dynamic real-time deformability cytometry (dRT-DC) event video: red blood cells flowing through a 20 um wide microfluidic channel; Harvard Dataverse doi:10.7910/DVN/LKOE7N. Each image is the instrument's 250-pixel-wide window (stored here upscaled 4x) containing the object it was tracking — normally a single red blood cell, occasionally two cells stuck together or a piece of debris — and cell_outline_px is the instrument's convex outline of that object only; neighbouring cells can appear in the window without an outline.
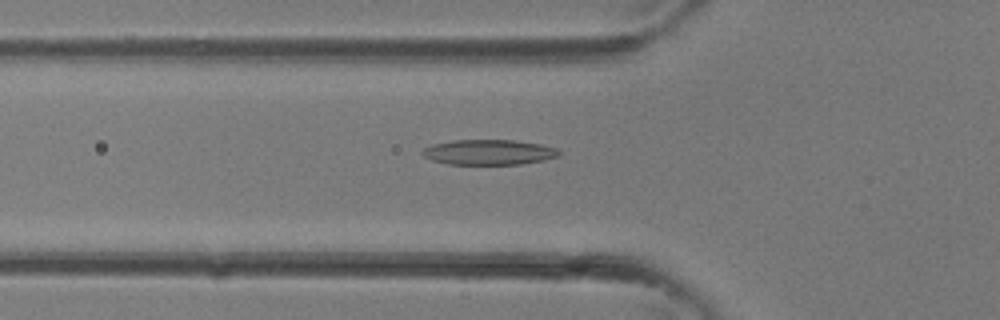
{"species": "common noctule bat (a hibernating species)", "species_latin": "Nyctalus noctula", "temperature_condition": "room temperature", "stored_images_in_passage": 34, "camera_frame_rate_fps": 3000, "um_per_image_px": 0.085, "animal": {"sex": "female"}, "frame": {"image": 1, "passage_image": 11, "time_ms": 3.333, "image_size_px": [1000, 320], "cell_outline_px": [[560, 156], [544, 160], [520, 164], [448, 164], [432, 160], [424, 156], [420, 152], [424, 148], [432, 144], [452, 140], [516, 140], [540, 144], [556, 148], [560, 152]], "centroid_in_image_um": [41.54, 12.93], "position_along_channel_um": 84.3, "area_um2": 20.11}}
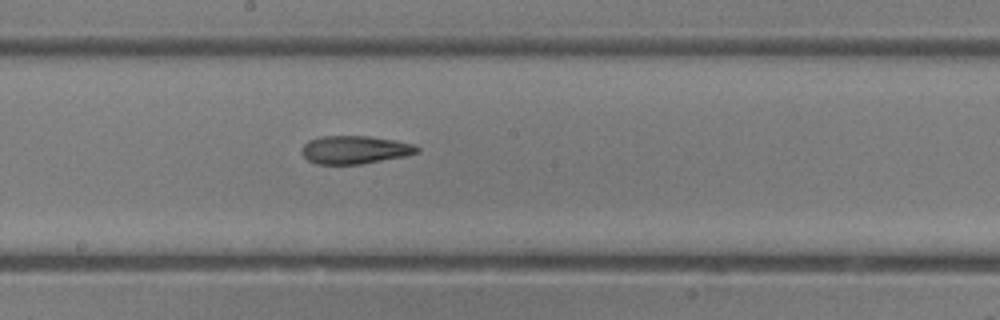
{"frame": {"image": 2, "passage_image": 18, "time_ms": 5.667, "image_size_px": [1000, 320], "cell_outline_px": [[420, 152], [408, 156], [360, 164], [316, 164], [308, 160], [304, 156], [304, 144], [308, 140], [320, 136], [368, 136], [396, 140], [412, 144], [420, 148]], "centroid_in_image_um": [30.21, 12.73], "position_along_channel_um": 218.0, "area_um2": 18.9}}
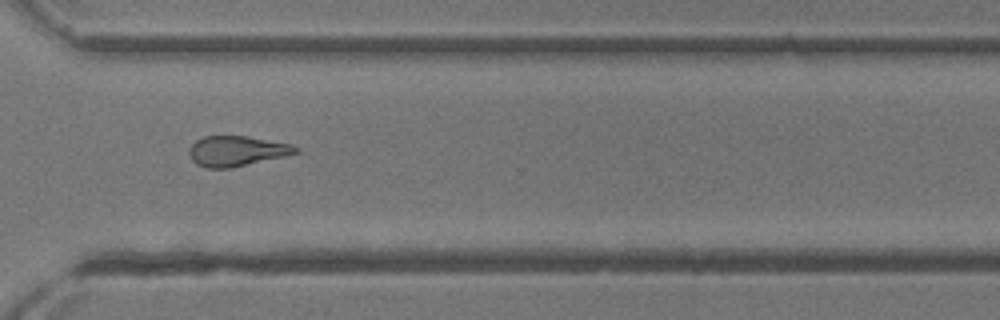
{"frame": {"image": 3, "passage_image": 25, "time_ms": 8.0, "image_size_px": [1000, 320], "cell_outline_px": [[300, 152], [284, 156], [232, 168], [208, 168], [196, 164], [192, 160], [188, 152], [188, 148], [196, 140], [204, 136], [248, 136], [292, 144], [300, 148]], "centroid_in_image_um": [20.12, 12.83], "position_along_channel_um": 350.5, "area_um2": 18.9}}